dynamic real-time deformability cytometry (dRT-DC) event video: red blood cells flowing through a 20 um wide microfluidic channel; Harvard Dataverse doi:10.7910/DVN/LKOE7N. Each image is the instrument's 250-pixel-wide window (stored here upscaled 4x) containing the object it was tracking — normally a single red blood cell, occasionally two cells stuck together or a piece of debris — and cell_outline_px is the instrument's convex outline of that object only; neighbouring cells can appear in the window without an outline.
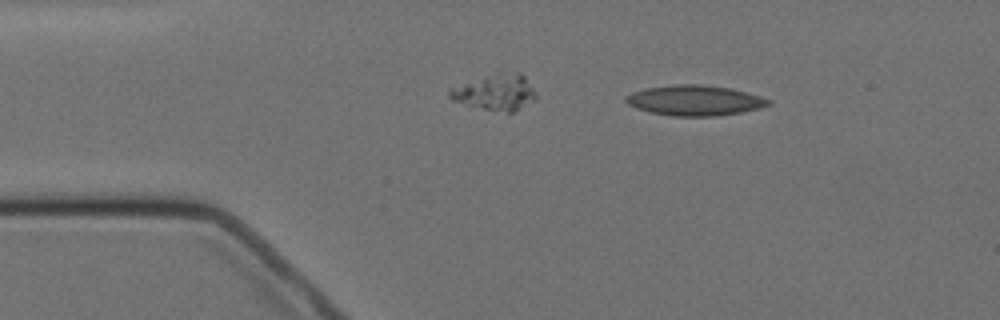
{"species": "Egyptian fruit bat (a non-hibernating species)", "species_latin": "Rousettus aegyptiacus", "temperature_condition": "cold", "stored_images_in_passage": 3, "camera_frame_rate_fps": 3000, "um_per_image_px": 0.085, "animal": {"sex": "female"}, "frame": {"image": 1, "passage_image": 1, "time_ms": 0.0, "image_size_px": [1000, 320], "cell_outline_px": [[772, 104], [760, 108], [740, 112], [716, 116], [672, 116], [652, 112], [636, 108], [628, 104], [624, 100], [624, 96], [632, 92], [648, 88], [676, 84], [700, 84], [728, 88], [760, 96], [772, 100]], "centroid_in_image_um": [59.05, 8.54], "position_along_channel_um": 26.0, "area_um2": 25.03}}
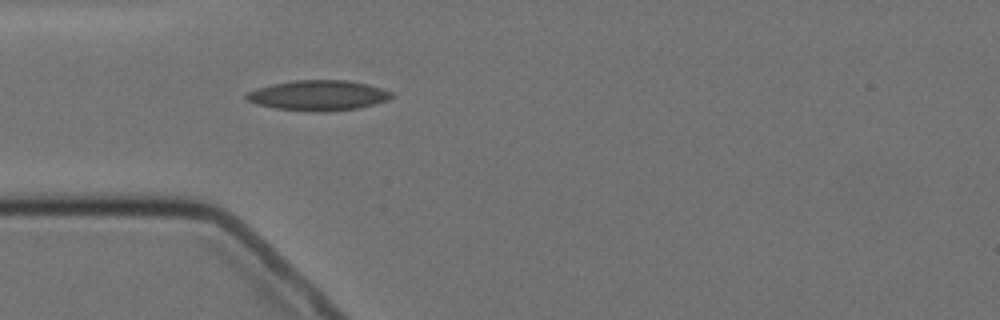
{"frame": {"image": 2, "passage_image": 3, "time_ms": 2.333, "image_size_px": [1000, 320], "cell_outline_px": [[396, 96], [388, 100], [360, 108], [324, 112], [312, 112], [276, 108], [256, 104], [248, 100], [244, 96], [248, 92], [256, 88], [272, 84], [292, 80], [348, 80], [368, 84], [392, 92]], "centroid_in_image_um": [27.08, 8.11], "position_along_channel_um": 57.9, "area_um2": 25.78}}